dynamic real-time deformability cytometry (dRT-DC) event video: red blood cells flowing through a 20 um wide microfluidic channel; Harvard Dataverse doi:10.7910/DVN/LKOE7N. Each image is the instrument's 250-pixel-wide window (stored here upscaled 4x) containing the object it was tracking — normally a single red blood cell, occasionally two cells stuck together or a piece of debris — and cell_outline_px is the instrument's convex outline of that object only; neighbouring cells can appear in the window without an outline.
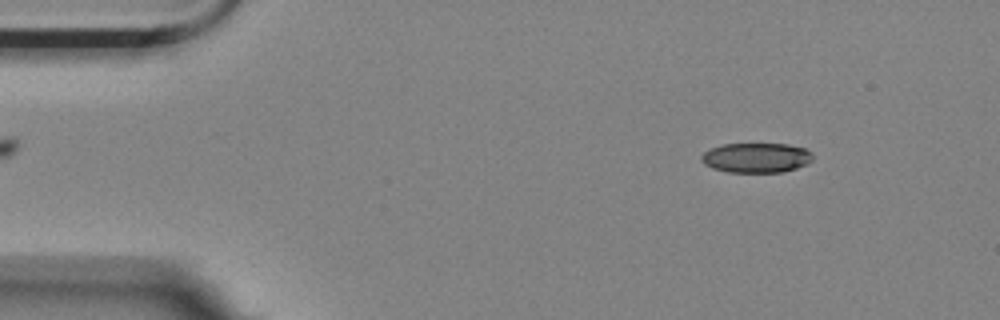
{"species": "Egyptian fruit bat (a non-hibernating species)", "species_latin": "Rousettus aegyptiacus", "temperature_condition": "room temperature", "stored_images_in_passage": 47, "camera_frame_rate_fps": 3000, "um_per_image_px": 0.085, "animal": {"sex": "female"}, "frame": {"image": 1, "passage_image": 6, "time_ms": 1.667, "image_size_px": [1000, 320], "cell_outline_px": [[812, 160], [808, 164], [784, 172], [728, 172], [712, 168], [704, 164], [700, 160], [700, 156], [708, 148], [724, 144], [788, 144], [804, 148], [812, 152]], "centroid_in_image_um": [64.27, 13.41], "position_along_channel_um": 20.7, "area_um2": 19.54}}
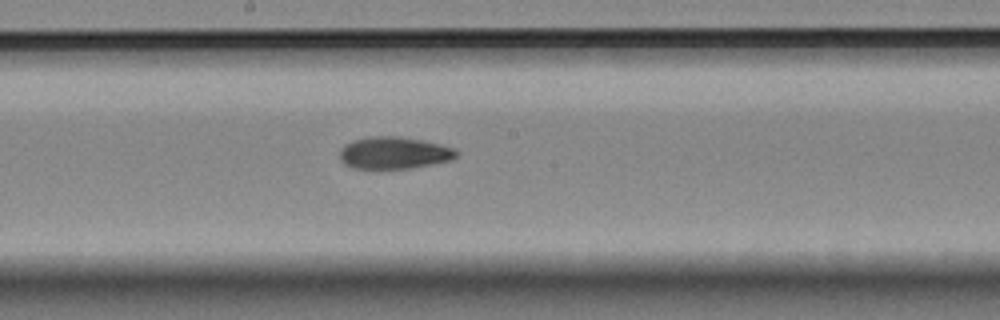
{"frame": {"image": 2, "passage_image": 29, "time_ms": 9.333, "image_size_px": [1000, 320], "cell_outline_px": [[456, 156], [452, 160], [408, 168], [352, 168], [344, 164], [340, 160], [340, 148], [344, 144], [352, 140], [368, 136], [400, 136], [440, 144], [452, 148], [456, 152]], "centroid_in_image_um": [33.42, 12.98], "position_along_channel_um": 214.8, "area_um2": 21.68}}
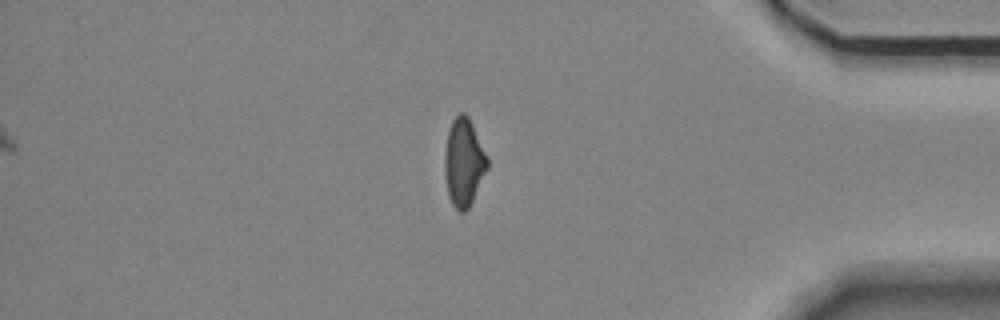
{"frame": {"image": 3, "passage_image": 47, "time_ms": 15.333, "image_size_px": [1000, 320], "cell_outline_px": [[488, 168], [468, 208], [464, 212], [460, 212], [452, 204], [448, 196], [444, 176], [444, 156], [448, 132], [452, 120], [460, 112], [464, 112], [468, 116], [472, 124], [488, 160]], "centroid_in_image_um": [39.39, 13.81], "position_along_channel_um": 395.8, "area_um2": 21.62}, "authors_computed_cell_mechanics": {"area_um2": 21.8484, "velocity_mm_per_s": 3.5164, "shape_relaxation_time_tau1_ms": 6.6486, "shape_relaxation_time_tau2_ms": 4.0869, "deformation_change_tau1": 0.1732, "deformation_change_tau2": 0.1152}}